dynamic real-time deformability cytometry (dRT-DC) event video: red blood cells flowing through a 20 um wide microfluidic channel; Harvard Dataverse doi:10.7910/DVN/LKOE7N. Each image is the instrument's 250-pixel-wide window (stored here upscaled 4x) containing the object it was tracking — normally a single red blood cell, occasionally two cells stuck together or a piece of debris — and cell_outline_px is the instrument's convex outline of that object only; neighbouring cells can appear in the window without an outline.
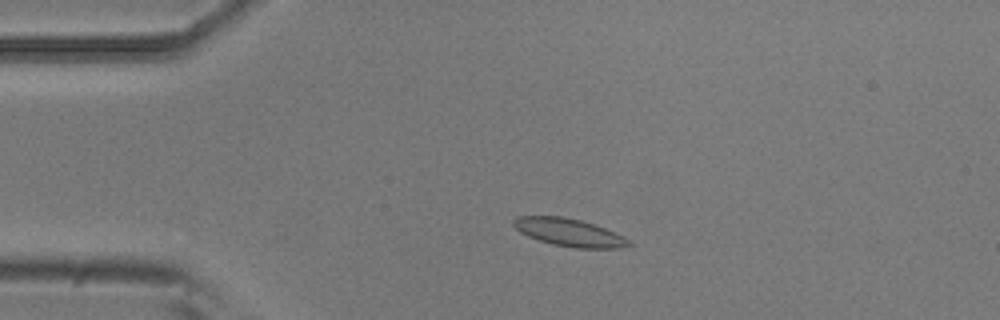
{"species": "common noctule bat (a hibernating species)", "species_latin": "Nyctalus noctula", "temperature_condition": "room temperature", "stored_images_in_passage": 3, "camera_frame_rate_fps": 3000, "um_per_image_px": 0.085, "animal": {"sex": "male", "body_mass_g": 20.5, "forearm_length_mm": 52.5}, "frame": {"image": 1, "passage_image": 3, "time_ms": 0.667, "image_size_px": [1000, 320], "cell_outline_px": [[632, 244], [620, 248], [576, 248], [552, 244], [528, 236], [520, 232], [512, 224], [512, 220], [516, 216], [564, 216], [580, 220], [604, 228], [624, 236]], "centroid_in_image_um": [48.35, 19.75], "position_along_channel_um": 36.7, "area_um2": 18.5}}